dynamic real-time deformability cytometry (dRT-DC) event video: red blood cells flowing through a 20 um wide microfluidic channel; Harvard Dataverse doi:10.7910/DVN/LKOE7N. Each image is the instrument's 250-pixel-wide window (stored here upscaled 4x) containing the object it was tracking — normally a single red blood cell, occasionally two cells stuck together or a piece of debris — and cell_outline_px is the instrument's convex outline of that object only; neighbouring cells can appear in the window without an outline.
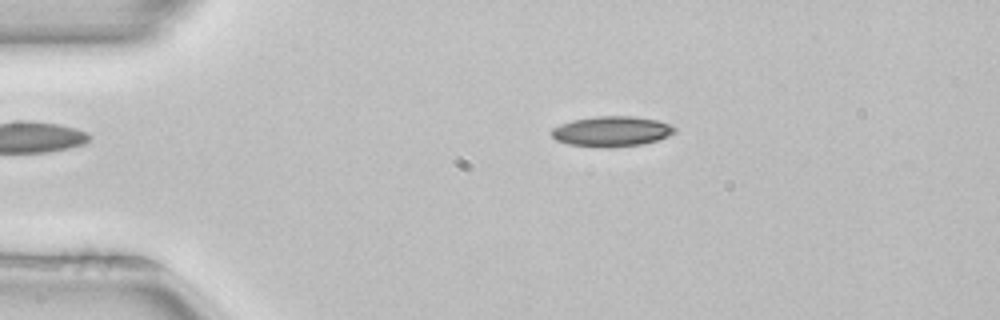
{"species": "common noctule bat (a hibernating species)", "species_latin": "Nyctalus noctula", "temperature_condition": "room temperature", "stored_images_in_passage": 51, "camera_frame_rate_fps": 3000, "um_per_image_px": 0.085, "animal": {"sex": "female", "body_mass_g": 22.7, "forearm_length_mm": 54.2}, "frame": {"image": 1, "passage_image": 10, "time_ms": 3.0, "image_size_px": [1000, 320], "cell_outline_px": [[676, 132], [668, 136], [656, 140], [640, 144], [604, 148], [600, 148], [568, 144], [556, 140], [552, 136], [552, 128], [560, 124], [572, 120], [596, 116], [632, 116], [656, 120], [668, 124], [676, 128]], "centroid_in_image_um": [51.96, 11.17], "position_along_channel_um": 33.0, "area_um2": 21.62}}
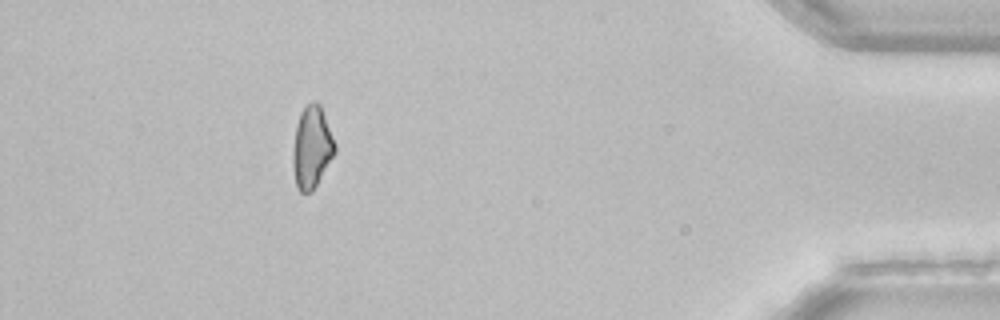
{"frame": {"image": 2, "passage_image": 46, "time_ms": 15.0, "image_size_px": [1000, 320], "cell_outline_px": [[336, 152], [312, 192], [300, 192], [296, 188], [292, 168], [292, 148], [296, 124], [300, 112], [312, 100], [316, 100], [320, 104], [336, 144]], "centroid_in_image_um": [26.48, 12.52], "position_along_channel_um": 408.7, "area_um2": 20.4}}